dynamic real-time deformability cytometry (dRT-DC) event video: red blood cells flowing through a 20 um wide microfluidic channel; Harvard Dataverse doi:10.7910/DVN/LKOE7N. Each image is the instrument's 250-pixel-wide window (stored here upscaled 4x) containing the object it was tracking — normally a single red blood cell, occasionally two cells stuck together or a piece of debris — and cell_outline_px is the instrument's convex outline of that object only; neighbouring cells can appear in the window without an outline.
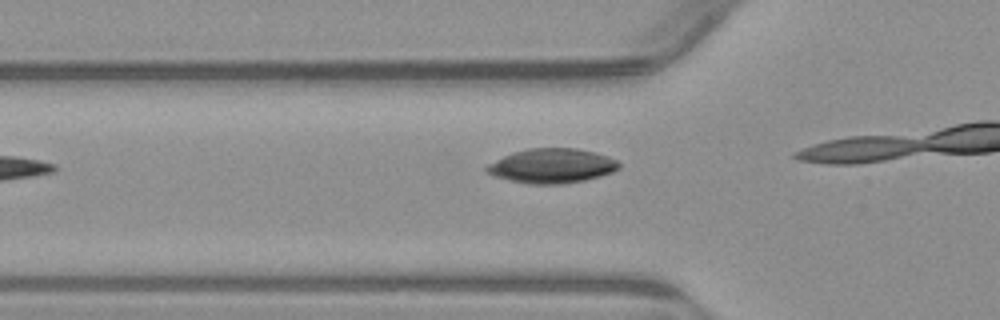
{"species": "common noctule bat (a hibernating species)", "species_latin": "Nyctalus noctula", "temperature_condition": "warm", "stored_images_in_passage": 4, "camera_frame_rate_fps": 3000, "um_per_image_px": 0.085, "animal": {"sex": "male", "body_mass_g": 23.1, "forearm_length_mm": 52.7}, "frame": {"image": 1, "passage_image": 2, "time_ms": 0.333, "image_size_px": [1000, 320], "cell_outline_px": [[620, 168], [612, 172], [600, 176], [584, 180], [564, 184], [528, 184], [508, 180], [492, 176], [484, 172], [484, 168], [488, 164], [512, 152], [528, 148], [576, 148], [596, 152], [608, 156], [616, 160], [620, 164]], "centroid_in_image_um": [46.88, 14.1], "position_along_channel_um": 78.9, "area_um2": 26.88}}